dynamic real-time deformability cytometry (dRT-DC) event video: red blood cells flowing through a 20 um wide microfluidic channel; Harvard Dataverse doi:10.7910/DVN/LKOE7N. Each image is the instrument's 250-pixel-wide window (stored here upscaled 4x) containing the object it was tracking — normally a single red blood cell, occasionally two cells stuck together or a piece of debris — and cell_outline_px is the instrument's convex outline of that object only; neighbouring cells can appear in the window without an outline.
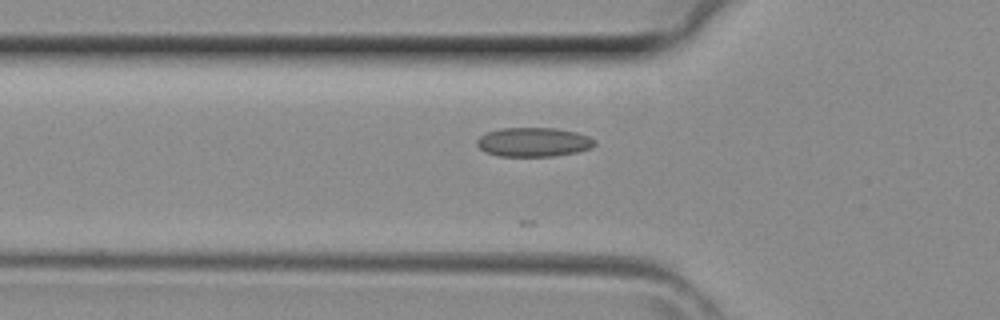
{"species": "common noctule bat (a hibernating species)", "species_latin": "Nyctalus noctula", "temperature_condition": "room temperature", "stored_images_in_passage": 15, "camera_frame_rate_fps": 3000, "um_per_image_px": 0.085, "animal": {"sex": "female", "body_mass_g": 29.2, "forearm_length_mm": 56.3}, "frame": {"image": 1, "passage_image": 7, "time_ms": 2.0, "image_size_px": [1000, 320], "cell_outline_px": [[596, 144], [592, 148], [576, 152], [556, 156], [500, 156], [488, 152], [480, 148], [476, 144], [476, 140], [480, 136], [488, 132], [500, 128], [556, 128], [576, 132], [588, 136], [596, 140]], "centroid_in_image_um": [45.38, 12.07], "position_along_channel_um": 80.4, "area_um2": 20.0}}
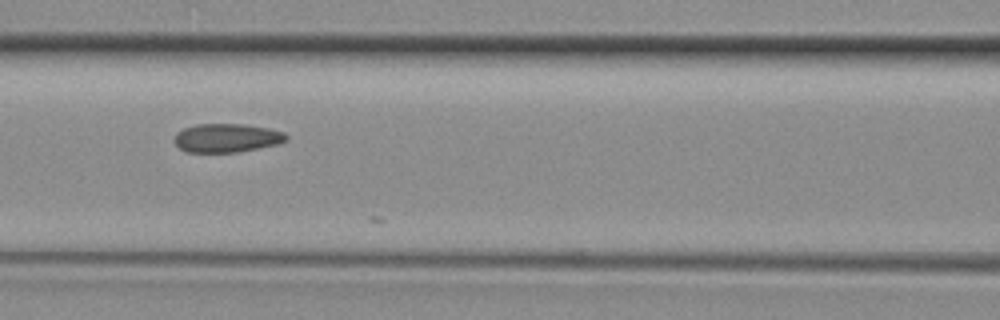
{"frame": {"image": 2, "passage_image": 11, "time_ms": 3.333, "image_size_px": [1000, 320], "cell_outline_px": [[288, 140], [276, 144], [236, 152], [188, 152], [180, 148], [172, 140], [176, 132], [184, 128], [196, 124], [244, 124], [268, 128], [284, 132], [288, 136]], "centroid_in_image_um": [19.24, 11.71], "position_along_channel_um": 147.4, "area_um2": 18.67}}
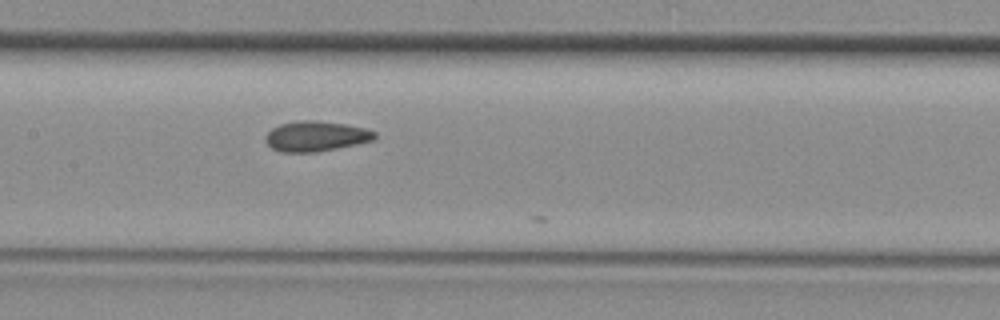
{"frame": {"image": 3, "passage_image": 13, "time_ms": 4.0, "image_size_px": [1000, 320], "cell_outline_px": [[376, 136], [372, 140], [356, 144], [316, 152], [280, 152], [272, 148], [264, 140], [264, 136], [272, 128], [280, 124], [300, 120], [312, 120], [344, 124], [364, 128], [376, 132]], "centroid_in_image_um": [26.8, 11.58], "position_along_channel_um": 180.6, "area_um2": 19.07}}